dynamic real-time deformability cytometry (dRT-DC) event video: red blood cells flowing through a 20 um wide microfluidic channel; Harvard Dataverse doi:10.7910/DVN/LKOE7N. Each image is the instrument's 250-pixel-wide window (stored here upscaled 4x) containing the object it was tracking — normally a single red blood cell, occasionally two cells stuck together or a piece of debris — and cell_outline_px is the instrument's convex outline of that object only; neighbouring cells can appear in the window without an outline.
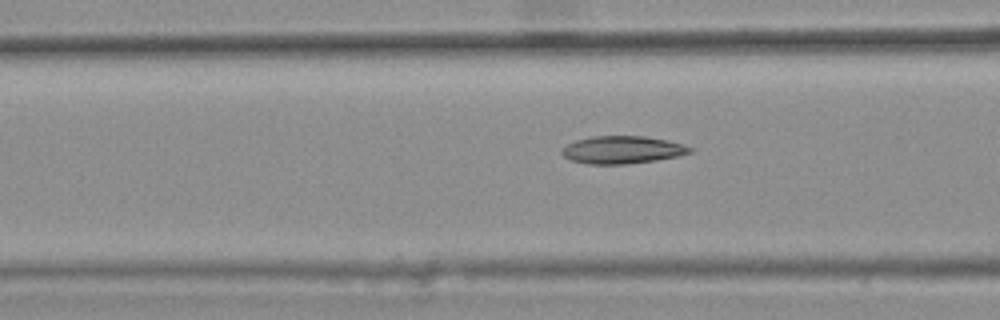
{"species": "common noctule bat (a hibernating species)", "species_latin": "Nyctalus noctula", "temperature_condition": "warm", "stored_images_in_passage": 15, "camera_frame_rate_fps": 3000, "um_per_image_px": 0.085, "animal": {"sex": "female", "body_mass_g": 25.1}, "frame": {"image": 1, "passage_image": 13, "time_ms": 4.0, "image_size_px": [1000, 320], "cell_outline_px": [[696, 148], [692, 152], [680, 156], [656, 160], [628, 164], [588, 164], [572, 160], [564, 156], [560, 152], [560, 148], [576, 140], [592, 136], [644, 136], [684, 144]], "centroid_in_image_um": [52.92, 12.74], "position_along_channel_um": 113.7, "area_um2": 20.75}}